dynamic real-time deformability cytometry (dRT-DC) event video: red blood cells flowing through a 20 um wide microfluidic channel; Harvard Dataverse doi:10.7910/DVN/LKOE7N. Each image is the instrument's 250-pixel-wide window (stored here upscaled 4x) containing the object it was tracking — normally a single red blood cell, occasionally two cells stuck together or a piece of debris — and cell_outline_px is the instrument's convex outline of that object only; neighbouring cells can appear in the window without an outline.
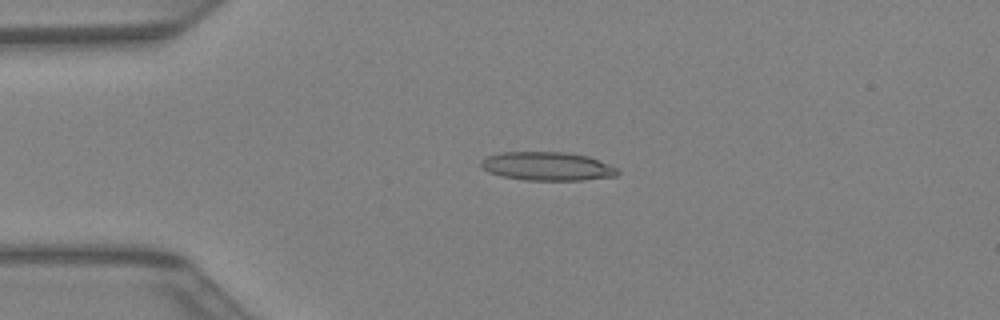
{"species": "Egyptian fruit bat (a non-hibernating species)", "species_latin": "Rousettus aegyptiacus", "temperature_condition": "warm", "stored_images_in_passage": 41, "camera_frame_rate_fps": 3000, "um_per_image_px": 0.085, "animal": {"sex": "female"}, "frame": {"image": 1, "passage_image": 9, "time_ms": 2.667, "image_size_px": [1000, 320], "cell_outline_px": [[620, 172], [616, 176], [584, 180], [524, 180], [500, 176], [488, 172], [480, 164], [480, 160], [488, 156], [500, 152], [564, 152], [588, 156], [608, 164], [616, 168]], "centroid_in_image_um": [46.5, 14.13], "position_along_channel_um": 38.5, "area_um2": 22.77}}
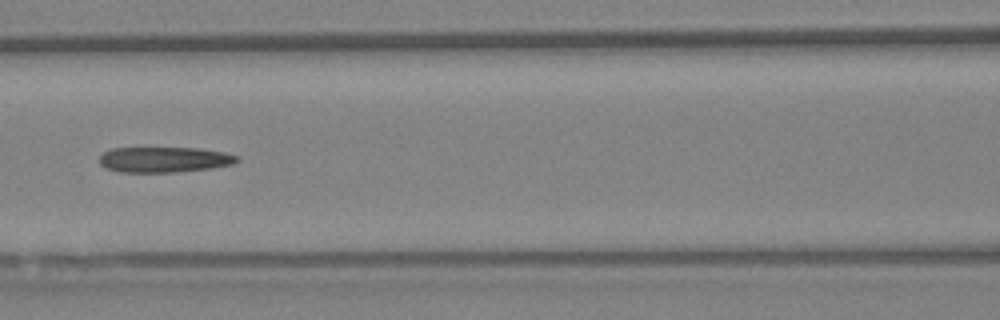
{"frame": {"image": 2, "passage_image": 18, "time_ms": 5.667, "image_size_px": [1000, 320], "cell_outline_px": [[240, 160], [232, 164], [212, 168], [176, 172], [120, 172], [104, 168], [100, 164], [100, 156], [104, 152], [112, 148], [200, 148], [224, 152], [236, 156]], "centroid_in_image_um": [13.94, 13.57], "position_along_channel_um": 152.7, "area_um2": 20.46}}
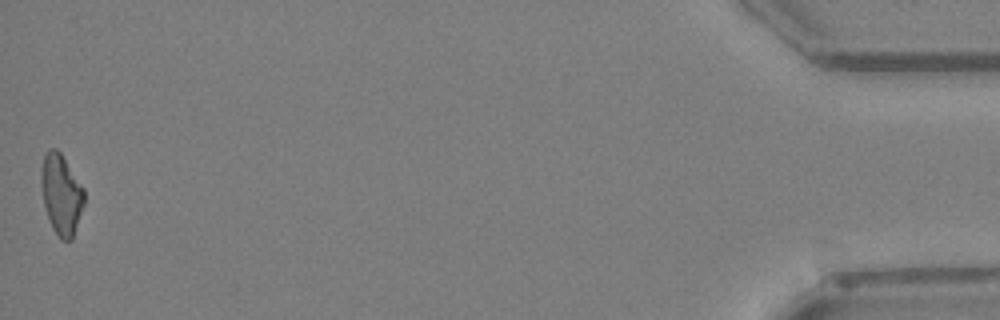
{"frame": {"image": 3, "passage_image": 41, "time_ms": 13.333, "image_size_px": [1000, 320], "cell_outline_px": [[84, 204], [72, 240], [60, 240], [52, 228], [44, 204], [40, 180], [40, 176], [44, 156], [48, 148], [56, 148], [60, 152], [84, 188]], "centroid_in_image_um": [5.21, 16.52], "position_along_channel_um": 430.0, "area_um2": 20.06}}